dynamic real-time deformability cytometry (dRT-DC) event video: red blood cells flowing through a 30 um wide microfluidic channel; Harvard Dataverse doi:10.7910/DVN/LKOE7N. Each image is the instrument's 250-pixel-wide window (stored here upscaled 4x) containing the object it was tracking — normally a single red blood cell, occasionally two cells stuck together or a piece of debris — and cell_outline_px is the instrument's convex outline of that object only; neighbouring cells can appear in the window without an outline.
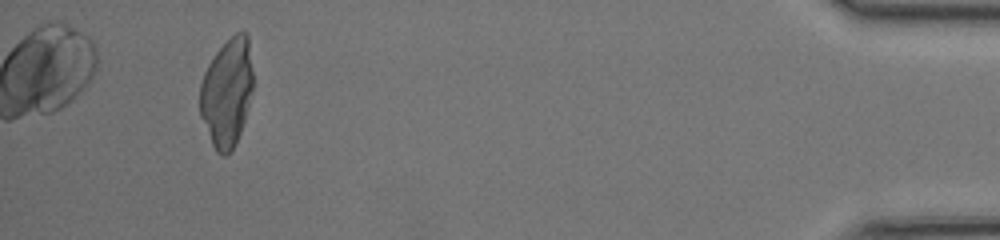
{"species": "common noctule bat (a hibernating species)", "species_latin": "Nyctalus noctula", "temperature_condition": "room temperature", "stored_images_in_passage": 34, "camera_frame_rate_fps": 3000, "um_per_image_px": 0.085, "animal": {"sex": "female", "body_mass_g": 17.0, "forearm_length_mm": 48.0}, "frame": {"image": 1, "passage_image": 31, "time_ms": 10.0, "image_size_px": [1000, 240], "cell_outline_px": [[252, 88], [244, 120], [240, 132], [232, 148], [224, 156], [216, 152], [212, 144], [200, 116], [200, 84], [204, 72], [208, 64], [216, 52], [236, 32], [244, 32], [248, 36], [252, 68]], "centroid_in_image_um": [19.27, 7.85], "position_along_channel_um": 415.9, "area_um2": 33.0}}